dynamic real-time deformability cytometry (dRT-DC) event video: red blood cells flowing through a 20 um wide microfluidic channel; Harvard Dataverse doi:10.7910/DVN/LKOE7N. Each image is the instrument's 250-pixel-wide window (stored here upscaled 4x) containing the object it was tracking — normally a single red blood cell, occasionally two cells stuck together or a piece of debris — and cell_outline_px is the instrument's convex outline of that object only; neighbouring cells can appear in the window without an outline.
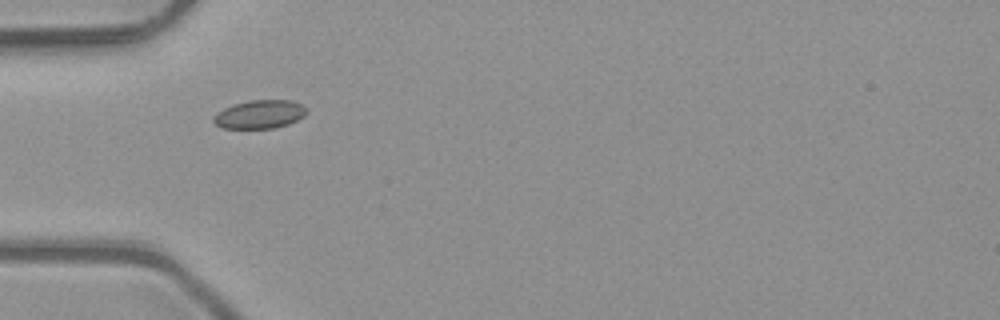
{"species": "common noctule bat (a hibernating species)", "species_latin": "Nyctalus noctula", "temperature_condition": "room temperature", "stored_images_in_passage": 36, "camera_frame_rate_fps": 3000, "um_per_image_px": 0.085, "animal": {"sex": "male", "body_mass_g": 23.1, "forearm_length_mm": 52.7}, "frame": {"image": 1, "passage_image": 1, "time_ms": 0.0, "image_size_px": [1000, 320], "cell_outline_px": [[308, 112], [304, 116], [288, 124], [272, 128], [220, 128], [212, 120], [212, 116], [216, 112], [232, 104], [248, 100], [292, 100], [304, 104], [308, 108]], "centroid_in_image_um": [22.08, 9.7], "position_along_channel_um": 62.9, "area_um2": 15.72}}
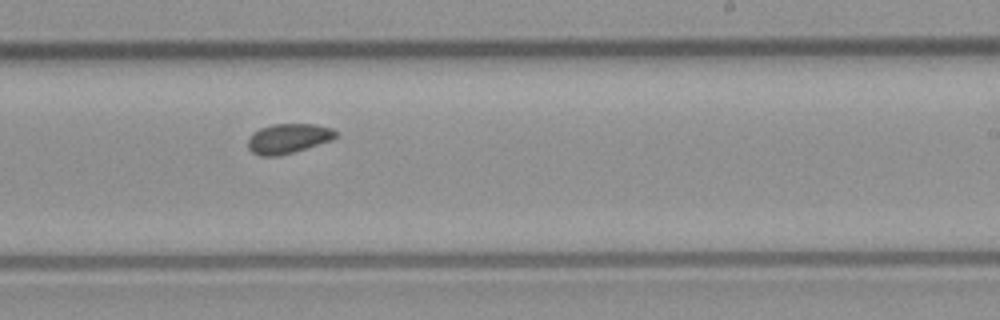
{"frame": {"image": 2, "passage_image": 16, "time_ms": 5.0, "image_size_px": [1000, 320], "cell_outline_px": [[336, 136], [332, 140], [292, 152], [276, 156], [260, 156], [252, 152], [248, 148], [248, 136], [252, 132], [260, 128], [272, 124], [316, 124], [332, 128], [336, 132]], "centroid_in_image_um": [24.46, 11.76], "position_along_channel_um": 264.5, "area_um2": 15.2}}
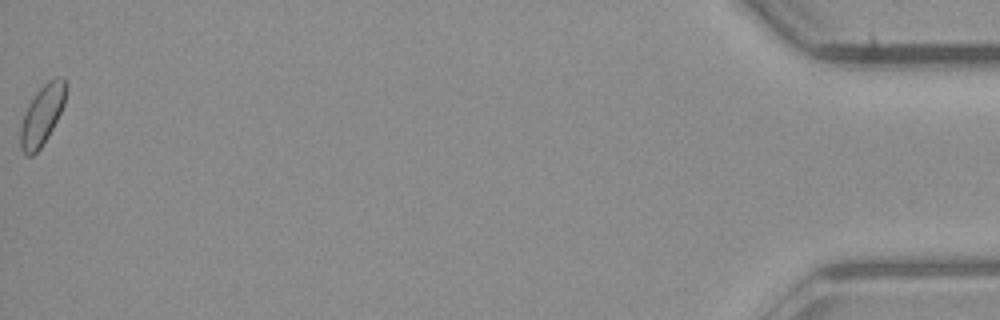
{"frame": {"image": 3, "passage_image": 36, "time_ms": 11.667, "image_size_px": [1000, 320], "cell_outline_px": [[68, 84], [64, 104], [48, 136], [40, 148], [32, 156], [28, 156], [20, 148], [20, 128], [24, 116], [36, 92], [48, 80], [56, 76], [64, 76]], "centroid_in_image_um": [3.61, 9.73], "position_along_channel_um": 431.6, "area_um2": 15.66}, "authors_computed_cell_mechanics": {"area_um2": 15.1436, "velocity_mm_per_s": 4.057, "shape_relaxation_time_tau1_ms": null, "shape_relaxation_time_tau2_ms": 5.0698, "deformation_change_tau1": null, "deformation_change_tau2": 0.0852}}